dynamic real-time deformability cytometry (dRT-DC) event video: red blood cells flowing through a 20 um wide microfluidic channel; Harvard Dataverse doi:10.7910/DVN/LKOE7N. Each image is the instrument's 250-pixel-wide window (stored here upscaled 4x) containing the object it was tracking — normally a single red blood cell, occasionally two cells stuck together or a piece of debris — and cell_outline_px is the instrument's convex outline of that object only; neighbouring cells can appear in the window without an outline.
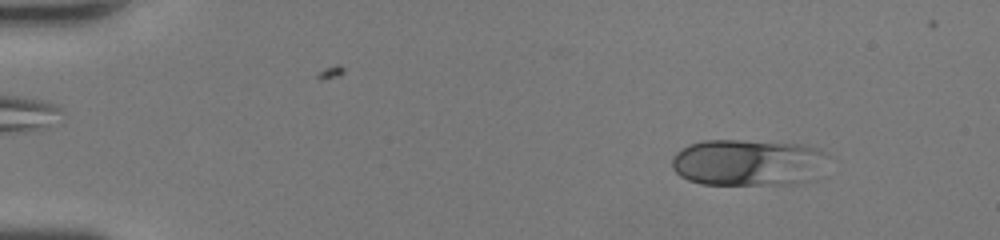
{"species": "human", "species_latin": "Homo sapiens", "temperature_condition": "room temperature", "stored_images_in_passage": 47, "camera_frame_rate_fps": 3000, "um_per_image_px": 0.085, "donor": {"sex": "female"}, "frame": {"image": 1, "passage_image": 6, "time_ms": 1.667, "image_size_px": [1000, 240], "cell_outline_px": [[820, 152], [816, 180], [796, 184], [700, 184], [688, 180], [680, 176], [672, 168], [672, 156], [680, 148], [688, 144], [704, 140], [740, 140], [800, 144], [812, 148]], "centroid_in_image_um": [63.42, 13.82], "position_along_channel_um": 21.6, "area_um2": 41.79}}
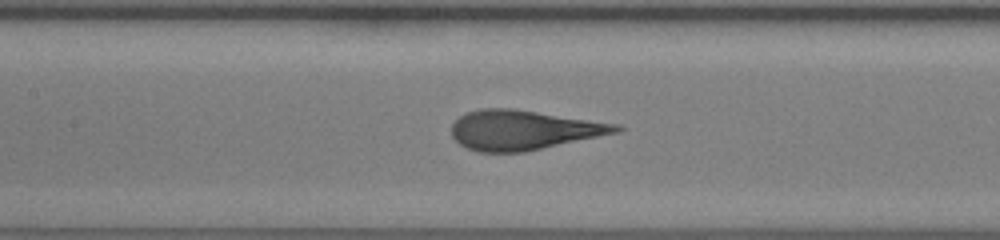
{"frame": {"image": 2, "passage_image": 23, "time_ms": 7.333, "image_size_px": [1000, 240], "cell_outline_px": [[624, 128], [620, 132], [524, 152], [476, 152], [460, 144], [452, 136], [452, 124], [460, 116], [468, 112], [480, 108], [512, 108], [620, 124]], "centroid_in_image_um": [44.51, 11.05], "position_along_channel_um": 162.9, "area_um2": 37.97}}
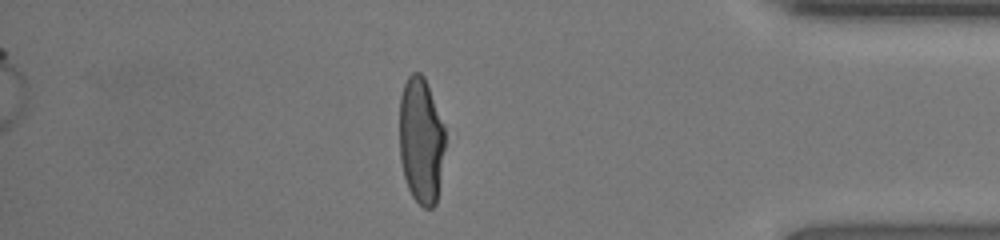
{"frame": {"image": 3, "passage_image": 41, "time_ms": 13.333, "image_size_px": [1000, 240], "cell_outline_px": [[444, 148], [436, 204], [432, 208], [424, 208], [412, 196], [408, 188], [404, 176], [400, 160], [400, 96], [404, 84], [408, 76], [412, 72], [420, 72], [424, 76], [428, 84], [444, 124]], "centroid_in_image_um": [35.78, 11.91], "position_along_channel_um": 399.4, "area_um2": 33.64}}